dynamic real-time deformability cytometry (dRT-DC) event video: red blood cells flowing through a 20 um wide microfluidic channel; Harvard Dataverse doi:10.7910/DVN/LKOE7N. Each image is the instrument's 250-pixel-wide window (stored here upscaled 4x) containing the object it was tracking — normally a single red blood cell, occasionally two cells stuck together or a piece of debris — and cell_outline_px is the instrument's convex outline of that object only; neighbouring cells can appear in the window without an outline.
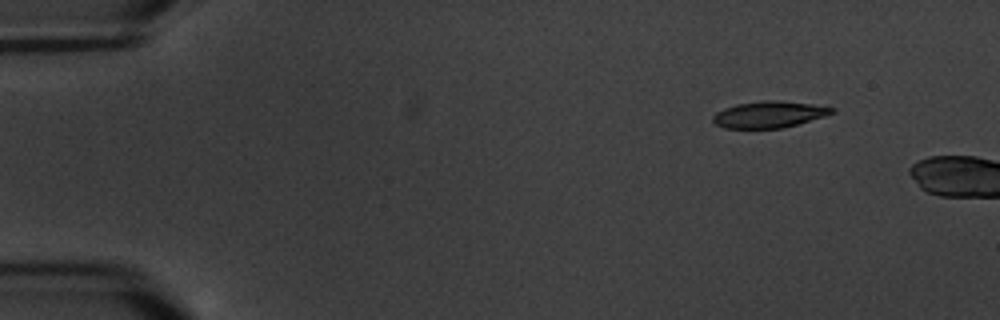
{"species": "common noctule bat (a hibernating species)", "species_latin": "Nyctalus noctula", "temperature_condition": "warm", "stored_images_in_passage": 3, "camera_frame_rate_fps": 3000, "um_per_image_px": 0.085, "animal": {"sex": "male", "body_mass_g": 20.1, "forearm_length_mm": 53.5}, "frame": {"image": 1, "passage_image": 1, "time_ms": 0.0, "image_size_px": [1000, 320], "cell_outline_px": [[836, 112], [824, 116], [796, 124], [780, 128], [724, 128], [716, 124], [712, 120], [712, 116], [716, 112], [724, 108], [736, 104], [764, 100], [776, 100], [812, 104], [836, 108]], "centroid_in_image_um": [65.35, 9.72], "position_along_channel_um": 19.6, "area_um2": 18.26}}